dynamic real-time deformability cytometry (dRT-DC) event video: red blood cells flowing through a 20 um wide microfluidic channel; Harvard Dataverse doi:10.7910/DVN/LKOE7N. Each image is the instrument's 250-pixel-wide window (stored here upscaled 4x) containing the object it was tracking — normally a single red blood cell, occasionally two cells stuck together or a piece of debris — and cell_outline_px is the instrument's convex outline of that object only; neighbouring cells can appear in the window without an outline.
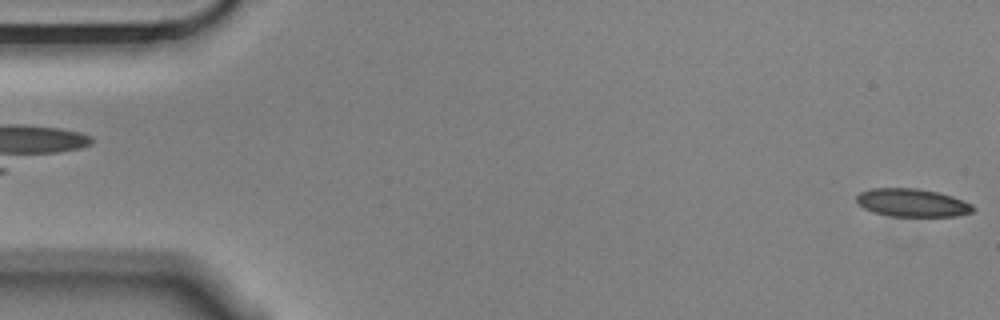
{"species": "Egyptian fruit bat (a non-hibernating species)", "species_latin": "Rousettus aegyptiacus", "temperature_condition": "cold", "stored_images_in_passage": 5, "camera_frame_rate_fps": 3000, "um_per_image_px": 0.085, "animal": {"sex": "male"}, "frame": {"image": 1, "passage_image": 5, "time_ms": 1.333, "image_size_px": [1000, 320], "cell_outline_px": [[976, 208], [972, 212], [956, 216], [892, 216], [872, 212], [864, 208], [856, 200], [856, 196], [860, 192], [872, 188], [916, 188], [936, 192], [952, 196], [972, 204]], "centroid_in_image_um": [77.54, 17.23], "position_along_channel_um": 7.5, "area_um2": 18.96}}